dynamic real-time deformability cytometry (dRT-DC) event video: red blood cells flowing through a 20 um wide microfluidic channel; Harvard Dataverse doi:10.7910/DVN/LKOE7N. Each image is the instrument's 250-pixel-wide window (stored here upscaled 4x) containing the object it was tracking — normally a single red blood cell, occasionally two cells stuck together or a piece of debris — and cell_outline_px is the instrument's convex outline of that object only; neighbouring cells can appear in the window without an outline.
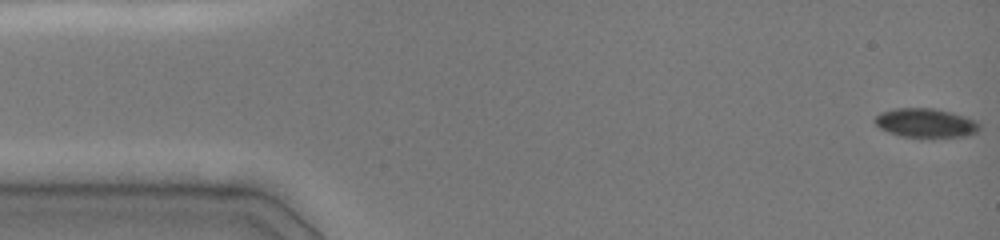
{"species": "common noctule bat (a hibernating species)", "species_latin": "Nyctalus noctula", "temperature_condition": "cold", "stored_images_in_passage": 15, "camera_frame_rate_fps": 3000, "um_per_image_px": 0.085, "animal": {"sex": "female", "body_mass_g": 19.0, "forearm_length_mm": 51.5}, "frame": {"image": 1, "passage_image": 1, "time_ms": 0.0, "image_size_px": [1000, 240], "cell_outline_px": [[980, 128], [976, 132], [968, 136], [900, 136], [888, 132], [880, 128], [872, 120], [880, 112], [896, 108], [932, 108], [952, 112], [976, 120], [980, 124]], "centroid_in_image_um": [78.67, 10.43], "position_along_channel_um": 6.3, "area_um2": 17.57}}
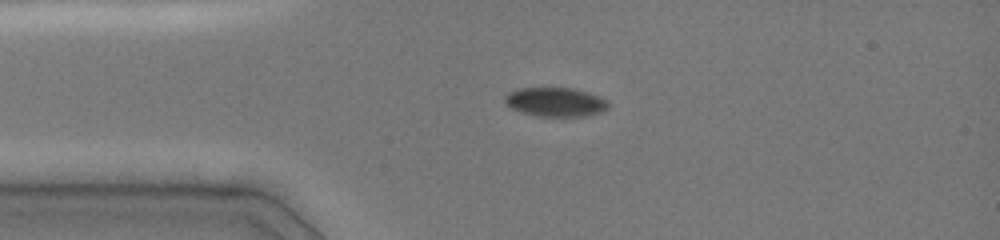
{"frame": {"image": 2, "passage_image": 11, "time_ms": 3.333, "image_size_px": [1000, 240], "cell_outline_px": [[608, 108], [600, 112], [588, 116], [540, 116], [524, 112], [512, 108], [504, 100], [504, 96], [508, 92], [516, 88], [572, 88], [588, 92], [600, 96], [608, 100]], "centroid_in_image_um": [47.24, 8.66], "position_along_channel_um": 37.8, "area_um2": 17.46}}